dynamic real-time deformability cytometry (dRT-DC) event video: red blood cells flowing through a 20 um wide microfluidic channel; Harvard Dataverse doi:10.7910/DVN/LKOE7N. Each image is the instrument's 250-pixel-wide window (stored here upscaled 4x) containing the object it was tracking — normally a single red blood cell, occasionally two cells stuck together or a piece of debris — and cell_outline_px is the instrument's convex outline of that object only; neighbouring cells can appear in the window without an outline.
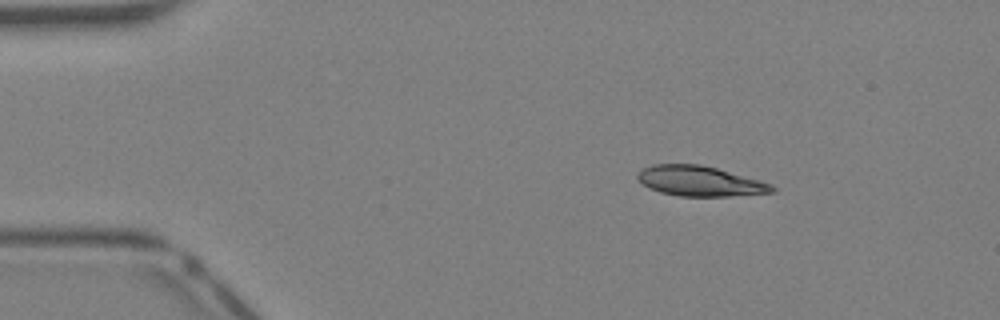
{"species": "Egyptian fruit bat (a non-hibernating species)", "species_latin": "Rousettus aegyptiacus", "temperature_condition": "warm", "stored_images_in_passage": 40, "camera_frame_rate_fps": 3000, "um_per_image_px": 0.085, "animal": {"sex": "female"}, "frame": {"image": 1, "passage_image": 6, "time_ms": 1.667, "image_size_px": [1000, 320], "cell_outline_px": [[776, 192], [728, 196], [680, 196], [660, 192], [644, 184], [636, 176], [644, 168], [652, 164], [700, 164], [716, 168], [760, 180], [772, 184], [776, 188]], "centroid_in_image_um": [59.54, 15.39], "position_along_channel_um": 25.5, "area_um2": 23.35}}
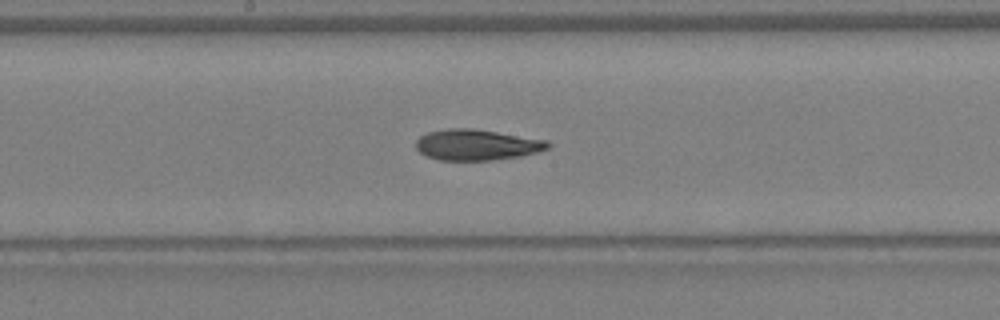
{"frame": {"image": 2, "passage_image": 21, "time_ms": 6.667, "image_size_px": [1000, 320], "cell_outline_px": [[552, 144], [548, 148], [540, 152], [520, 156], [492, 160], [440, 160], [428, 156], [420, 152], [416, 148], [416, 140], [420, 136], [428, 132], [448, 128], [472, 128], [548, 140]], "centroid_in_image_um": [40.55, 12.3], "position_along_channel_um": 207.6, "area_um2": 23.76}}
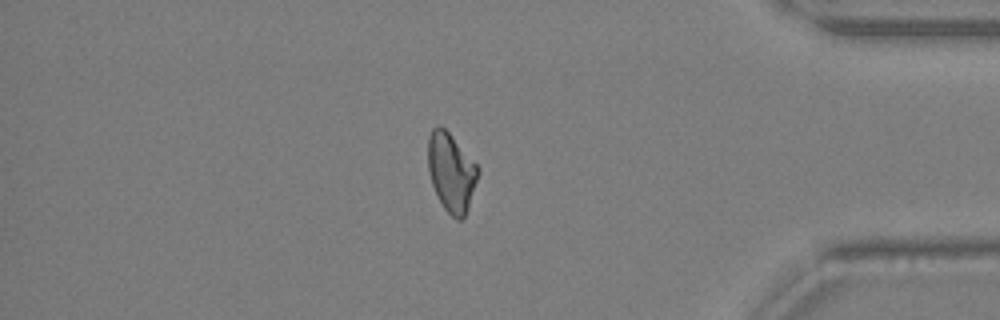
{"frame": {"image": 3, "passage_image": 34, "time_ms": 11.0, "image_size_px": [1000, 320], "cell_outline_px": [[480, 172], [468, 208], [464, 216], [460, 220], [456, 220], [444, 208], [432, 184], [428, 172], [428, 136], [432, 128], [436, 124], [440, 124], [452, 136], [480, 168]], "centroid_in_image_um": [38.35, 14.61], "position_along_channel_um": 396.8, "area_um2": 22.89}}